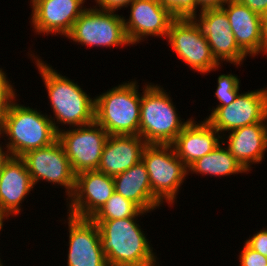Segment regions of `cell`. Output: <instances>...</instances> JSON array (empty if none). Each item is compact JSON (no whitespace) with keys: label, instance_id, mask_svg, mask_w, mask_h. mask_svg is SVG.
I'll return each instance as SVG.
<instances>
[{"label":"cell","instance_id":"obj_1","mask_svg":"<svg viewBox=\"0 0 267 266\" xmlns=\"http://www.w3.org/2000/svg\"><path fill=\"white\" fill-rule=\"evenodd\" d=\"M135 218L92 220L98 225L108 266H156V256Z\"/></svg>","mask_w":267,"mask_h":266},{"label":"cell","instance_id":"obj_2","mask_svg":"<svg viewBox=\"0 0 267 266\" xmlns=\"http://www.w3.org/2000/svg\"><path fill=\"white\" fill-rule=\"evenodd\" d=\"M59 131L55 120L14 101L2 118V133L9 136L6 147L12 157H21L31 150L54 143Z\"/></svg>","mask_w":267,"mask_h":266},{"label":"cell","instance_id":"obj_3","mask_svg":"<svg viewBox=\"0 0 267 266\" xmlns=\"http://www.w3.org/2000/svg\"><path fill=\"white\" fill-rule=\"evenodd\" d=\"M36 63L46 85L56 120L72 127L93 123L95 99L90 98L77 83L58 74L38 58Z\"/></svg>","mask_w":267,"mask_h":266},{"label":"cell","instance_id":"obj_4","mask_svg":"<svg viewBox=\"0 0 267 266\" xmlns=\"http://www.w3.org/2000/svg\"><path fill=\"white\" fill-rule=\"evenodd\" d=\"M135 82L123 83L95 99V121L109 135H139L141 97Z\"/></svg>","mask_w":267,"mask_h":266},{"label":"cell","instance_id":"obj_5","mask_svg":"<svg viewBox=\"0 0 267 266\" xmlns=\"http://www.w3.org/2000/svg\"><path fill=\"white\" fill-rule=\"evenodd\" d=\"M140 106L139 136L147 144H172L191 118L182 122L161 86L147 85Z\"/></svg>","mask_w":267,"mask_h":266},{"label":"cell","instance_id":"obj_6","mask_svg":"<svg viewBox=\"0 0 267 266\" xmlns=\"http://www.w3.org/2000/svg\"><path fill=\"white\" fill-rule=\"evenodd\" d=\"M153 196L174 203L178 189L188 174V168L177 156L171 144H147L142 153Z\"/></svg>","mask_w":267,"mask_h":266},{"label":"cell","instance_id":"obj_7","mask_svg":"<svg viewBox=\"0 0 267 266\" xmlns=\"http://www.w3.org/2000/svg\"><path fill=\"white\" fill-rule=\"evenodd\" d=\"M123 21L113 11L86 8L66 37L88 46L130 45Z\"/></svg>","mask_w":267,"mask_h":266},{"label":"cell","instance_id":"obj_8","mask_svg":"<svg viewBox=\"0 0 267 266\" xmlns=\"http://www.w3.org/2000/svg\"><path fill=\"white\" fill-rule=\"evenodd\" d=\"M63 131V132H62ZM109 134L96 121L76 129L58 132L74 173L97 170Z\"/></svg>","mask_w":267,"mask_h":266},{"label":"cell","instance_id":"obj_9","mask_svg":"<svg viewBox=\"0 0 267 266\" xmlns=\"http://www.w3.org/2000/svg\"><path fill=\"white\" fill-rule=\"evenodd\" d=\"M170 46L190 68L200 73L216 70L220 63L215 59L205 37L189 18H175L168 31Z\"/></svg>","mask_w":267,"mask_h":266},{"label":"cell","instance_id":"obj_10","mask_svg":"<svg viewBox=\"0 0 267 266\" xmlns=\"http://www.w3.org/2000/svg\"><path fill=\"white\" fill-rule=\"evenodd\" d=\"M31 175L34 185L39 180L60 184L70 197L75 187L76 174L58 139L45 147L31 150L20 157Z\"/></svg>","mask_w":267,"mask_h":266},{"label":"cell","instance_id":"obj_11","mask_svg":"<svg viewBox=\"0 0 267 266\" xmlns=\"http://www.w3.org/2000/svg\"><path fill=\"white\" fill-rule=\"evenodd\" d=\"M218 132L263 123L267 120V88L238 94L227 106L216 107L206 119Z\"/></svg>","mask_w":267,"mask_h":266},{"label":"cell","instance_id":"obj_12","mask_svg":"<svg viewBox=\"0 0 267 266\" xmlns=\"http://www.w3.org/2000/svg\"><path fill=\"white\" fill-rule=\"evenodd\" d=\"M200 13V20L196 19V14L189 19L206 38L215 59L219 63L223 60L240 65L247 54L238 46L226 12L222 8H214Z\"/></svg>","mask_w":267,"mask_h":266},{"label":"cell","instance_id":"obj_13","mask_svg":"<svg viewBox=\"0 0 267 266\" xmlns=\"http://www.w3.org/2000/svg\"><path fill=\"white\" fill-rule=\"evenodd\" d=\"M114 192L113 176L97 170L78 173L68 213L76 218L90 219Z\"/></svg>","mask_w":267,"mask_h":266},{"label":"cell","instance_id":"obj_14","mask_svg":"<svg viewBox=\"0 0 267 266\" xmlns=\"http://www.w3.org/2000/svg\"><path fill=\"white\" fill-rule=\"evenodd\" d=\"M68 266H108L102 250L99 228L91 219L68 216Z\"/></svg>","mask_w":267,"mask_h":266},{"label":"cell","instance_id":"obj_15","mask_svg":"<svg viewBox=\"0 0 267 266\" xmlns=\"http://www.w3.org/2000/svg\"><path fill=\"white\" fill-rule=\"evenodd\" d=\"M129 21L124 19L125 32L131 44L145 36H168L169 26L175 19L158 0H134Z\"/></svg>","mask_w":267,"mask_h":266},{"label":"cell","instance_id":"obj_16","mask_svg":"<svg viewBox=\"0 0 267 266\" xmlns=\"http://www.w3.org/2000/svg\"><path fill=\"white\" fill-rule=\"evenodd\" d=\"M85 0H33L32 25L38 33L67 36L85 10Z\"/></svg>","mask_w":267,"mask_h":266},{"label":"cell","instance_id":"obj_17","mask_svg":"<svg viewBox=\"0 0 267 266\" xmlns=\"http://www.w3.org/2000/svg\"><path fill=\"white\" fill-rule=\"evenodd\" d=\"M146 145L139 135H109L97 171L109 176L125 172L142 160Z\"/></svg>","mask_w":267,"mask_h":266},{"label":"cell","instance_id":"obj_18","mask_svg":"<svg viewBox=\"0 0 267 266\" xmlns=\"http://www.w3.org/2000/svg\"><path fill=\"white\" fill-rule=\"evenodd\" d=\"M33 186L24 161L20 157H11L0 172V216L4 219L20 213V203Z\"/></svg>","mask_w":267,"mask_h":266},{"label":"cell","instance_id":"obj_19","mask_svg":"<svg viewBox=\"0 0 267 266\" xmlns=\"http://www.w3.org/2000/svg\"><path fill=\"white\" fill-rule=\"evenodd\" d=\"M219 132L207 121L196 124L194 120L183 128L171 144L179 159L188 168L220 145ZM216 134L218 136L216 137Z\"/></svg>","mask_w":267,"mask_h":266},{"label":"cell","instance_id":"obj_20","mask_svg":"<svg viewBox=\"0 0 267 266\" xmlns=\"http://www.w3.org/2000/svg\"><path fill=\"white\" fill-rule=\"evenodd\" d=\"M226 12L238 46L250 56L262 51V16L238 0H229Z\"/></svg>","mask_w":267,"mask_h":266},{"label":"cell","instance_id":"obj_21","mask_svg":"<svg viewBox=\"0 0 267 266\" xmlns=\"http://www.w3.org/2000/svg\"><path fill=\"white\" fill-rule=\"evenodd\" d=\"M228 149L239 164L250 170V164L259 163L267 149V125L254 123L231 131Z\"/></svg>","mask_w":267,"mask_h":266},{"label":"cell","instance_id":"obj_22","mask_svg":"<svg viewBox=\"0 0 267 266\" xmlns=\"http://www.w3.org/2000/svg\"><path fill=\"white\" fill-rule=\"evenodd\" d=\"M115 192L131 200L141 210L149 212L160 206L153 196L149 175L141 160L123 173L113 176Z\"/></svg>","mask_w":267,"mask_h":266},{"label":"cell","instance_id":"obj_23","mask_svg":"<svg viewBox=\"0 0 267 266\" xmlns=\"http://www.w3.org/2000/svg\"><path fill=\"white\" fill-rule=\"evenodd\" d=\"M196 174H209L213 176H227L247 172L230 153L229 149H225L219 145L209 154L201 157L188 167V171Z\"/></svg>","mask_w":267,"mask_h":266},{"label":"cell","instance_id":"obj_24","mask_svg":"<svg viewBox=\"0 0 267 266\" xmlns=\"http://www.w3.org/2000/svg\"><path fill=\"white\" fill-rule=\"evenodd\" d=\"M146 211L141 210L131 200L114 192L107 202L90 219L91 220H115L127 217H137Z\"/></svg>","mask_w":267,"mask_h":266},{"label":"cell","instance_id":"obj_25","mask_svg":"<svg viewBox=\"0 0 267 266\" xmlns=\"http://www.w3.org/2000/svg\"><path fill=\"white\" fill-rule=\"evenodd\" d=\"M240 81L236 75L222 74L218 77V86L215 96L221 102L217 107L227 106L237 98Z\"/></svg>","mask_w":267,"mask_h":266},{"label":"cell","instance_id":"obj_26","mask_svg":"<svg viewBox=\"0 0 267 266\" xmlns=\"http://www.w3.org/2000/svg\"><path fill=\"white\" fill-rule=\"evenodd\" d=\"M174 18H190L196 14L197 0H158Z\"/></svg>","mask_w":267,"mask_h":266},{"label":"cell","instance_id":"obj_27","mask_svg":"<svg viewBox=\"0 0 267 266\" xmlns=\"http://www.w3.org/2000/svg\"><path fill=\"white\" fill-rule=\"evenodd\" d=\"M7 80L6 74L0 68V116L2 118L9 110L16 96L13 91L14 88L9 84V80Z\"/></svg>","mask_w":267,"mask_h":266},{"label":"cell","instance_id":"obj_28","mask_svg":"<svg viewBox=\"0 0 267 266\" xmlns=\"http://www.w3.org/2000/svg\"><path fill=\"white\" fill-rule=\"evenodd\" d=\"M239 258L241 266H267V257L252 250L246 244Z\"/></svg>","mask_w":267,"mask_h":266},{"label":"cell","instance_id":"obj_29","mask_svg":"<svg viewBox=\"0 0 267 266\" xmlns=\"http://www.w3.org/2000/svg\"><path fill=\"white\" fill-rule=\"evenodd\" d=\"M245 244L252 250L267 257V229H262L254 234L250 239L246 240Z\"/></svg>","mask_w":267,"mask_h":266},{"label":"cell","instance_id":"obj_30","mask_svg":"<svg viewBox=\"0 0 267 266\" xmlns=\"http://www.w3.org/2000/svg\"><path fill=\"white\" fill-rule=\"evenodd\" d=\"M98 3V7L101 10L113 11L127 5H130L134 0H95ZM102 7V8H101Z\"/></svg>","mask_w":267,"mask_h":266},{"label":"cell","instance_id":"obj_31","mask_svg":"<svg viewBox=\"0 0 267 266\" xmlns=\"http://www.w3.org/2000/svg\"><path fill=\"white\" fill-rule=\"evenodd\" d=\"M253 12L263 16L267 13V0H238Z\"/></svg>","mask_w":267,"mask_h":266},{"label":"cell","instance_id":"obj_32","mask_svg":"<svg viewBox=\"0 0 267 266\" xmlns=\"http://www.w3.org/2000/svg\"><path fill=\"white\" fill-rule=\"evenodd\" d=\"M229 0H197V7L199 6L201 11L206 9L222 8L226 6Z\"/></svg>","mask_w":267,"mask_h":266},{"label":"cell","instance_id":"obj_33","mask_svg":"<svg viewBox=\"0 0 267 266\" xmlns=\"http://www.w3.org/2000/svg\"><path fill=\"white\" fill-rule=\"evenodd\" d=\"M262 51L267 53V13L262 16Z\"/></svg>","mask_w":267,"mask_h":266},{"label":"cell","instance_id":"obj_34","mask_svg":"<svg viewBox=\"0 0 267 266\" xmlns=\"http://www.w3.org/2000/svg\"><path fill=\"white\" fill-rule=\"evenodd\" d=\"M2 151V147L0 145V172L4 168L5 164L11 159L12 155L9 153V151ZM9 153V154H8Z\"/></svg>","mask_w":267,"mask_h":266},{"label":"cell","instance_id":"obj_35","mask_svg":"<svg viewBox=\"0 0 267 266\" xmlns=\"http://www.w3.org/2000/svg\"><path fill=\"white\" fill-rule=\"evenodd\" d=\"M2 134V117L0 116V135Z\"/></svg>","mask_w":267,"mask_h":266},{"label":"cell","instance_id":"obj_36","mask_svg":"<svg viewBox=\"0 0 267 266\" xmlns=\"http://www.w3.org/2000/svg\"><path fill=\"white\" fill-rule=\"evenodd\" d=\"M3 226V218L0 216V230L2 229Z\"/></svg>","mask_w":267,"mask_h":266}]
</instances>
